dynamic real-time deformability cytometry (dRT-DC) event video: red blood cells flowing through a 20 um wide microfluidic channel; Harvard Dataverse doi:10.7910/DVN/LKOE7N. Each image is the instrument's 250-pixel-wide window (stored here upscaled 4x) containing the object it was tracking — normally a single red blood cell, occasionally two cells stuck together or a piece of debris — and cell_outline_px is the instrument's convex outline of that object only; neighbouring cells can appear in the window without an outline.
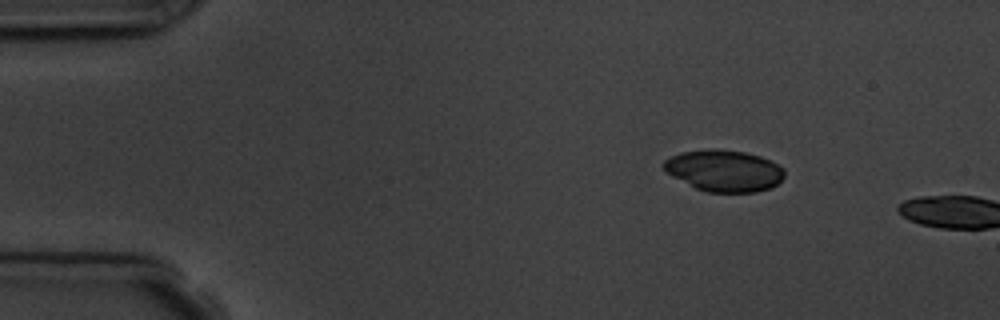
{"species": "common noctule bat (a hibernating species)", "species_latin": "Nyctalus noctula", "temperature_condition": "room temperature", "stored_images_in_passage": 3, "camera_frame_rate_fps": 3000, "um_per_image_px": 0.085, "animal": {"sex": "male", "body_mass_g": 19.5, "forearm_length_mm": 54.6}, "frame": {"image": 1, "passage_image": 2, "time_ms": 1.0, "image_size_px": [1000, 320], "cell_outline_px": [[784, 176], [776, 184], [768, 188], [756, 192], [708, 192], [696, 188], [672, 176], [660, 164], [664, 160], [680, 152], [708, 148], [716, 148], [744, 152], [760, 156], [784, 168]], "centroid_in_image_um": [61.51, 14.49], "position_along_channel_um": 23.5, "area_um2": 29.13}}